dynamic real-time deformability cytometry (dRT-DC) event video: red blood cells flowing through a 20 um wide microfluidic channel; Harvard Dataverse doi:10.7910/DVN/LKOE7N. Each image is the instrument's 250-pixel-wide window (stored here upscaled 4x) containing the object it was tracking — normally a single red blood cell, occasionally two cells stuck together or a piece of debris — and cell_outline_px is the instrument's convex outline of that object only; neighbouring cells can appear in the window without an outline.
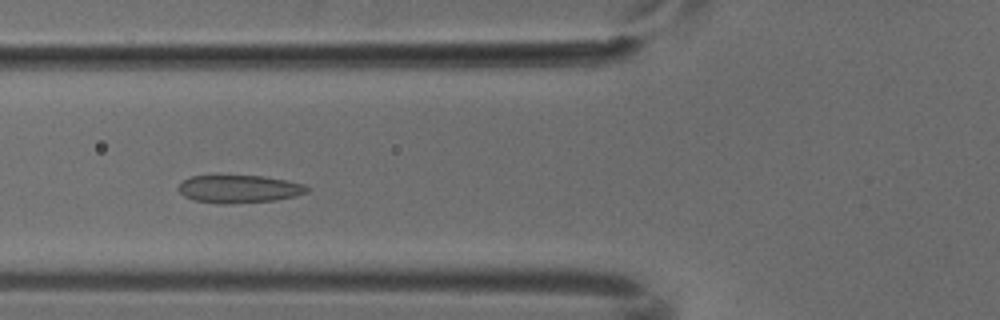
{"species": "common noctule bat (a hibernating species)", "species_latin": "Nyctalus noctula", "temperature_condition": "cold", "stored_images_in_passage": 8, "camera_frame_rate_fps": 3000, "um_per_image_px": 0.085, "animal": {"sex": "male", "body_mass_g": 18.8}, "frame": {"image": 1, "passage_image": 5, "time_ms": 1.333, "image_size_px": [1000, 320], "cell_outline_px": [[312, 188], [308, 192], [296, 196], [276, 200], [224, 204], [220, 204], [196, 200], [184, 196], [180, 192], [180, 184], [184, 180], [192, 176], [264, 176], [304, 184]], "centroid_in_image_um": [20.39, 16.07], "position_along_channel_um": 105.4, "area_um2": 20.63}}
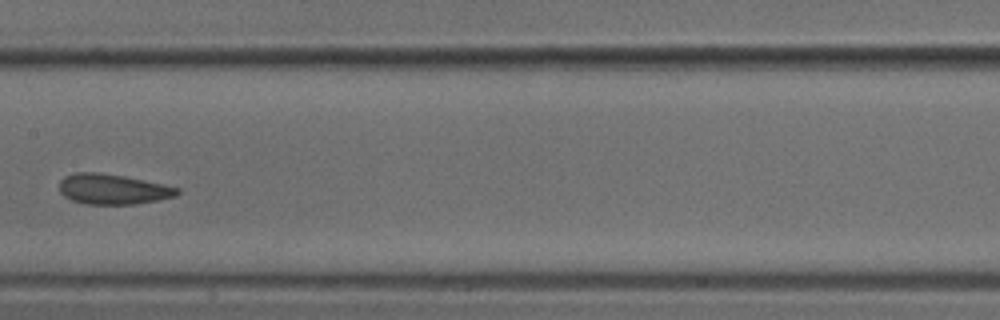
{"frame": {"image": 2, "passage_image": 7, "time_ms": 2.0, "image_size_px": [1000, 320], "cell_outline_px": [[180, 192], [176, 196], [136, 204], [84, 204], [72, 200], [64, 196], [60, 192], [60, 180], [64, 176], [76, 172], [96, 172], [124, 176], [164, 184], [180, 188]], "centroid_in_image_um": [9.59, 16.08], "position_along_channel_um": 197.8, "area_um2": 20.81}}
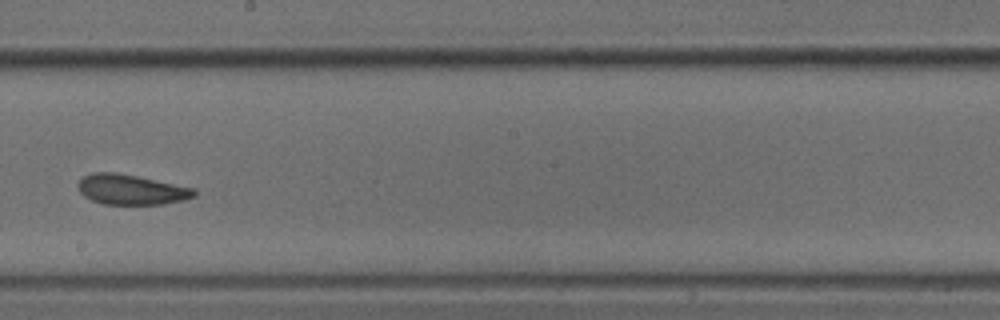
{"frame": {"image": 3, "passage_image": 8, "time_ms": 2.333, "image_size_px": [1000, 320], "cell_outline_px": [[196, 196], [184, 200], [164, 204], [104, 204], [92, 200], [84, 196], [80, 192], [76, 184], [80, 176], [92, 172], [116, 172], [196, 188]], "centroid_in_image_um": [11.12, 16.1], "position_along_channel_um": 237.1, "area_um2": 20.63}}